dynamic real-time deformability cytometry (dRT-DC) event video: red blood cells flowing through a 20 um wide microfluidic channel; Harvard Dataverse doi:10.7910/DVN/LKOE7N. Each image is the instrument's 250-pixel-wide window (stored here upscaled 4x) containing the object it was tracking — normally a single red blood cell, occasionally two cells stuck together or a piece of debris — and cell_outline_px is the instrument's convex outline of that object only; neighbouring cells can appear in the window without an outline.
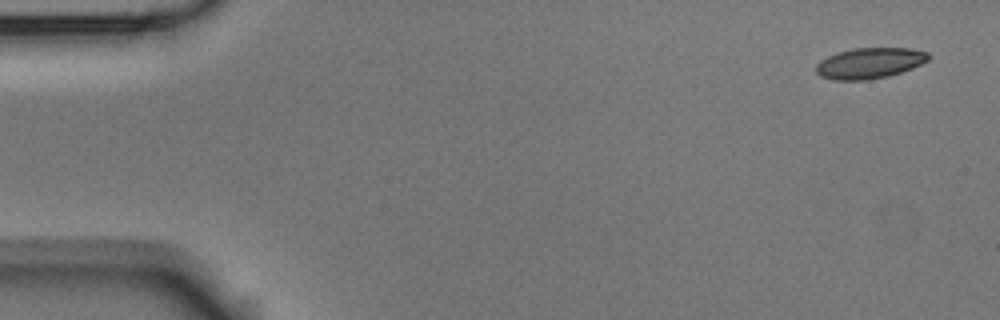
{"species": "Egyptian fruit bat (a non-hibernating species)", "species_latin": "Rousettus aegyptiacus", "temperature_condition": "room temperature", "stored_images_in_passage": 4, "camera_frame_rate_fps": 3000, "um_per_image_px": 0.085, "animal": {"sex": "male"}, "frame": {"image": 1, "passage_image": 1, "time_ms": 0.0, "image_size_px": [1000, 320], "cell_outline_px": [[932, 56], [928, 60], [912, 68], [888, 76], [868, 80], [832, 80], [820, 76], [816, 72], [816, 64], [820, 60], [828, 56], [840, 52], [856, 48], [912, 48], [928, 52]], "centroid_in_image_um": [73.93, 5.37], "position_along_channel_um": 11.1, "area_um2": 20.17}}
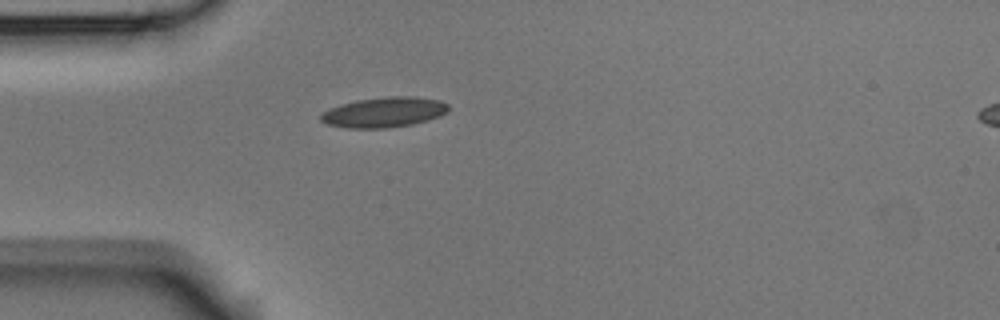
{"frame": {"image": 2, "passage_image": 4, "time_ms": 4.333, "image_size_px": [1000, 320], "cell_outline_px": [[448, 112], [440, 116], [412, 124], [384, 128], [348, 128], [328, 124], [320, 120], [320, 116], [324, 112], [332, 108], [356, 100], [388, 96], [412, 96], [440, 100], [448, 104]], "centroid_in_image_um": [32.68, 9.53], "position_along_channel_um": 52.3, "area_um2": 22.2}}